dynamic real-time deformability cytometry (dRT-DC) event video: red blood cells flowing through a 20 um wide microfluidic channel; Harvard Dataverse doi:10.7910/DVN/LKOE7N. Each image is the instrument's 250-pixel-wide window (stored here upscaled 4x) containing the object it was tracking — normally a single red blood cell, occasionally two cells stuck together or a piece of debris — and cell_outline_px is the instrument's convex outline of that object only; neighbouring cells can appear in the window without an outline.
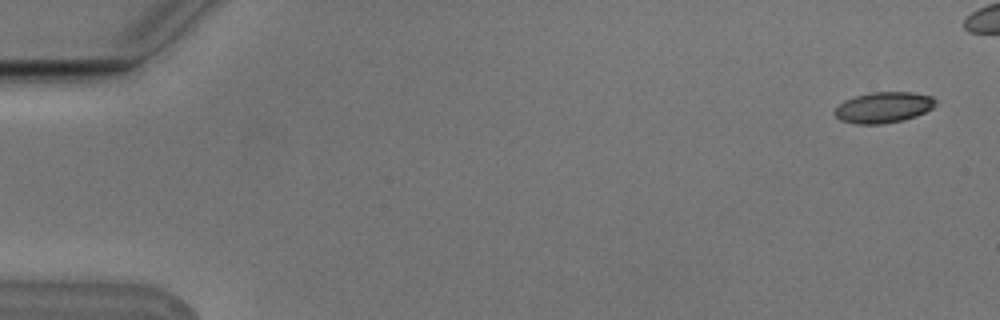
{"species": "Egyptian fruit bat (a non-hibernating species)", "species_latin": "Rousettus aegyptiacus", "temperature_condition": "cold", "stored_images_in_passage": 6, "camera_frame_rate_fps": 3000, "um_per_image_px": 0.085, "animal": {"sex": "male"}, "frame": {"image": 1, "passage_image": 1, "time_ms": 0.0, "image_size_px": [1000, 320], "cell_outline_px": [[936, 104], [932, 108], [916, 116], [904, 120], [880, 124], [856, 124], [840, 120], [832, 112], [844, 100], [856, 96], [872, 92], [912, 92], [932, 96], [936, 100]], "centroid_in_image_um": [75.09, 9.13], "position_along_channel_um": 9.9, "area_um2": 18.15}}